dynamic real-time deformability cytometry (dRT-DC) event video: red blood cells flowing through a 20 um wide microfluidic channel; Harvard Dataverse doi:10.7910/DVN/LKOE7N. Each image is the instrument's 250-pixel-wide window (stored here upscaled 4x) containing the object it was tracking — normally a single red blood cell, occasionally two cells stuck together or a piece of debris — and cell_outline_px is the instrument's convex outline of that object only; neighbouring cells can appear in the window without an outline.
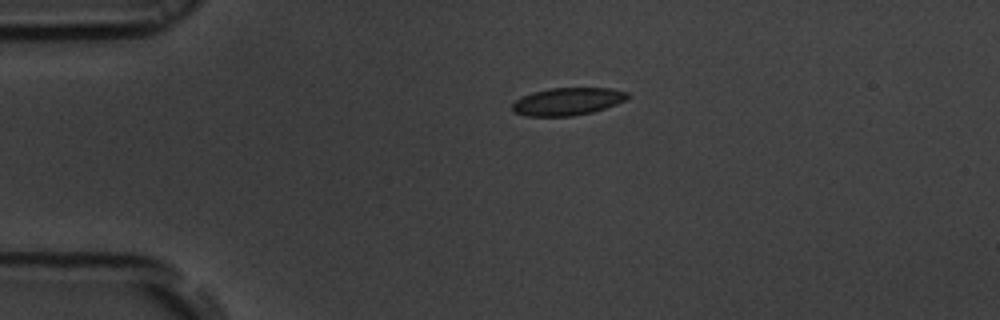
{"species": "common noctule bat (a hibernating species)", "species_latin": "Nyctalus noctula", "temperature_condition": "room temperature", "stored_images_in_passage": 37, "camera_frame_rate_fps": 3000, "um_per_image_px": 0.085, "animal": {"sex": "male", "body_mass_g": 19.5, "forearm_length_mm": 54.6}, "frame": {"image": 1, "passage_image": 1, "time_ms": 0.0, "image_size_px": [1000, 320], "cell_outline_px": [[628, 100], [592, 112], [572, 116], [524, 116], [512, 112], [512, 104], [516, 100], [532, 92], [552, 88], [612, 88], [628, 92]], "centroid_in_image_um": [48.24, 8.63], "position_along_channel_um": 36.8, "area_um2": 18.55}}
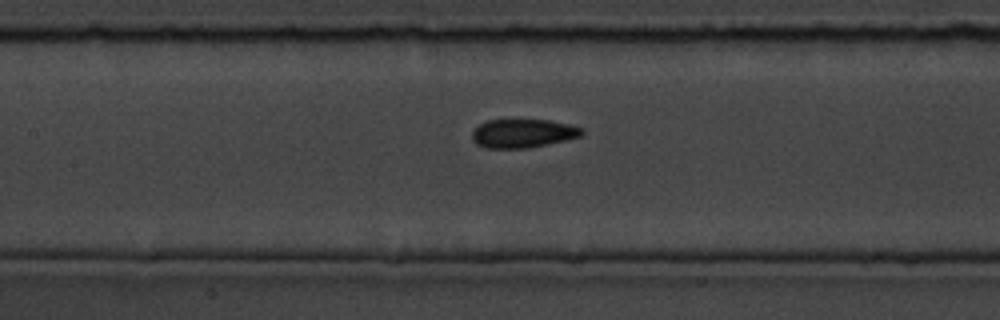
{"frame": {"image": 2, "passage_image": 14, "time_ms": 4.333, "image_size_px": [1000, 320], "cell_outline_px": [[584, 136], [548, 144], [528, 148], [484, 148], [476, 144], [472, 140], [472, 132], [480, 124], [488, 120], [548, 120], [568, 124], [584, 128]], "centroid_in_image_um": [44.47, 11.34], "position_along_channel_um": 162.9, "area_um2": 18.44}}
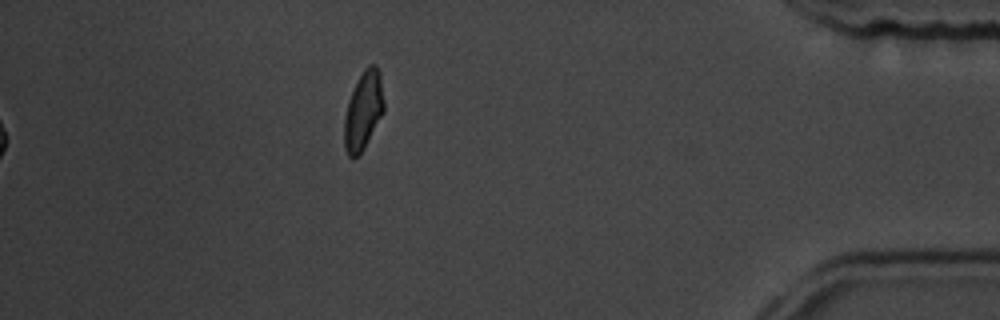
{"frame": {"image": 3, "passage_image": 37, "time_ms": 12.0, "image_size_px": [1000, 320], "cell_outline_px": [[384, 112], [364, 148], [352, 160], [348, 156], [344, 148], [344, 116], [348, 100], [364, 68], [368, 64], [376, 64], [380, 72], [384, 100]], "centroid_in_image_um": [30.88, 9.4], "position_along_channel_um": 404.3, "area_um2": 18.21}, "authors_computed_cell_mechanics": {"area_um2": 18.496, "velocity_mm_per_s": 3.7568, "shape_relaxation_time_tau1_ms": 4.5921, "shape_relaxation_time_tau2_ms": 0.8915, "deformation_change_tau1": 0.133, "deformation_change_tau2": 0.0688}}